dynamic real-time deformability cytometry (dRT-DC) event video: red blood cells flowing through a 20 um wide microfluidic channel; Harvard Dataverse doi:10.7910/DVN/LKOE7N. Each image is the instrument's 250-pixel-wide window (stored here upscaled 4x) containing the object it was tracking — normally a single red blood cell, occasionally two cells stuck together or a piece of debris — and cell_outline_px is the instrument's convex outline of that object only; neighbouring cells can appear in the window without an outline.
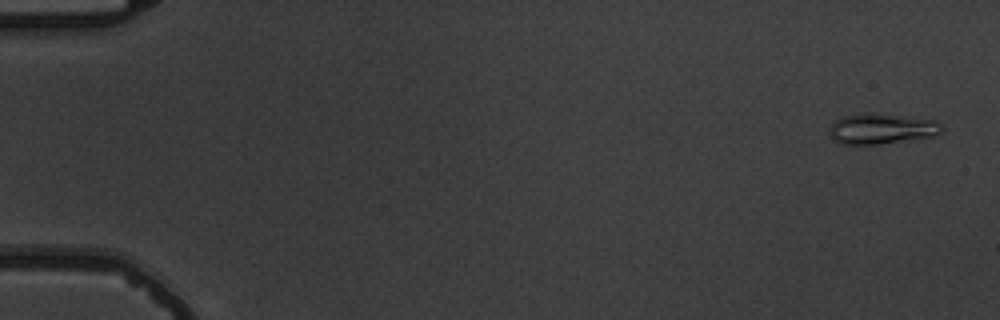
{"species": "common noctule bat (a hibernating species)", "species_latin": "Nyctalus noctula", "temperature_condition": "warm", "stored_images_in_passage": 5, "camera_frame_rate_fps": 3000, "um_per_image_px": 0.085, "animal": {"sex": "male", "body_mass_g": 19.5, "forearm_length_mm": 54.6}, "frame": {"image": 1, "passage_image": 1, "time_ms": 0.0, "image_size_px": [1000, 320], "cell_outline_px": [[944, 132], [936, 136], [876, 144], [840, 144], [832, 136], [828, 128], [836, 120], [844, 116], [860, 112], [864, 112], [936, 120], [944, 128]], "centroid_in_image_um": [74.96, 10.94], "position_along_channel_um": 10.0, "area_um2": 19.88}}
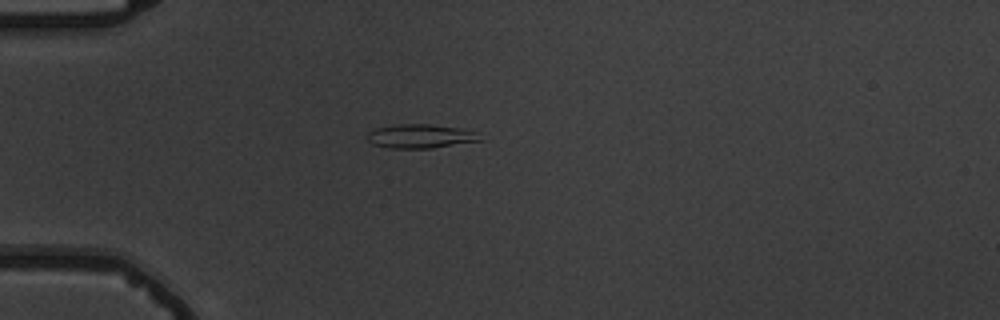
{"frame": {"image": 2, "passage_image": 5, "time_ms": 4.667, "image_size_px": [1000, 320], "cell_outline_px": [[484, 140], [432, 148], [392, 148], [372, 144], [364, 136], [368, 132], [376, 128], [400, 124], [428, 124], [460, 128], [476, 132]], "centroid_in_image_um": [35.73, 11.58], "position_along_channel_um": 49.3, "area_um2": 15.72}}